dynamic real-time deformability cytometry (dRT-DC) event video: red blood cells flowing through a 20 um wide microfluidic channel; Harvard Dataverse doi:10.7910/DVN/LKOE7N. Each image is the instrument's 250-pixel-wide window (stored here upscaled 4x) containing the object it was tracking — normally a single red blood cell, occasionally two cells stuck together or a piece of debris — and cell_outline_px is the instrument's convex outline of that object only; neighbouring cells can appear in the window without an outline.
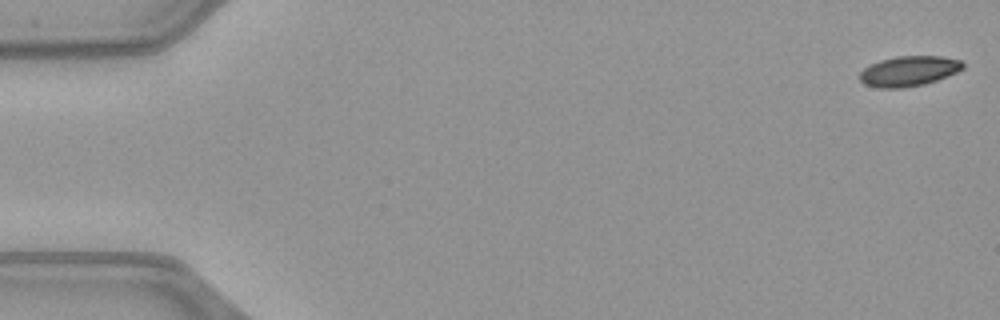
{"species": "common noctule bat (a hibernating species)", "species_latin": "Nyctalus noctula", "temperature_condition": "warm", "stored_images_in_passage": 51, "camera_frame_rate_fps": 3000, "um_per_image_px": 0.085, "animal": {"sex": "female", "body_mass_g": 21.9}, "frame": {"image": 1, "passage_image": 1, "time_ms": 0.0, "image_size_px": [1000, 320], "cell_outline_px": [[964, 68], [956, 72], [936, 80], [924, 84], [904, 88], [880, 88], [864, 84], [860, 80], [860, 72], [864, 68], [880, 60], [896, 56], [940, 56], [960, 60], [964, 64]], "centroid_in_image_um": [77.24, 6.04], "position_along_channel_um": 7.8, "area_um2": 18.03}}
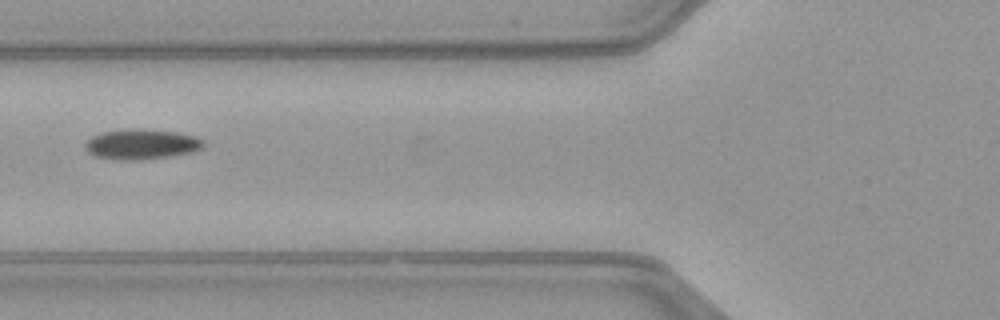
{"frame": {"image": 2, "passage_image": 20, "time_ms": 6.333, "image_size_px": [1000, 320], "cell_outline_px": [[204, 148], [192, 152], [172, 156], [140, 160], [124, 160], [92, 156], [84, 148], [84, 144], [92, 136], [100, 132], [176, 132], [196, 136], [204, 140]], "centroid_in_image_um": [12.05, 12.32], "position_along_channel_um": 113.7, "area_um2": 19.94}}
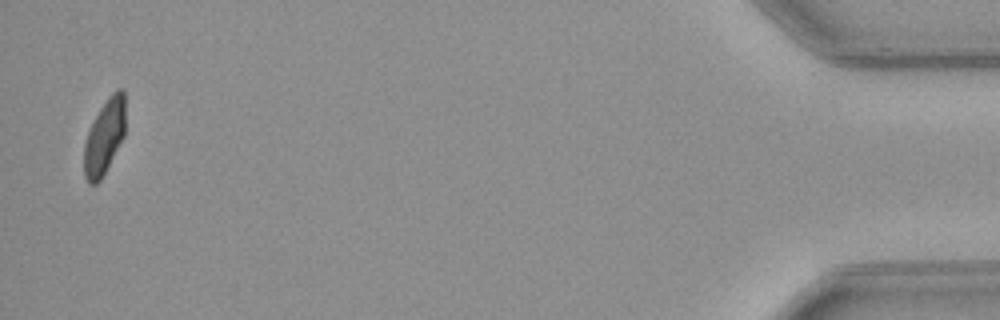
{"frame": {"image": 3, "passage_image": 50, "time_ms": 16.333, "image_size_px": [1000, 320], "cell_outline_px": [[124, 136], [100, 180], [96, 184], [88, 184], [84, 176], [84, 144], [88, 132], [100, 108], [108, 96], [116, 88], [124, 88]], "centroid_in_image_um": [8.87, 11.61], "position_along_channel_um": 426.3, "area_um2": 17.8}, "authors_computed_cell_mechanics": {"area_um2": 19.8832, "velocity_mm_per_s": 4.0593, "shape_relaxation_time_tau1_ms": 7.1431, "shape_relaxation_time_tau2_ms": 8.8411, "deformation_change_tau1": 0.1758, "deformation_change_tau2": 0.1149}}